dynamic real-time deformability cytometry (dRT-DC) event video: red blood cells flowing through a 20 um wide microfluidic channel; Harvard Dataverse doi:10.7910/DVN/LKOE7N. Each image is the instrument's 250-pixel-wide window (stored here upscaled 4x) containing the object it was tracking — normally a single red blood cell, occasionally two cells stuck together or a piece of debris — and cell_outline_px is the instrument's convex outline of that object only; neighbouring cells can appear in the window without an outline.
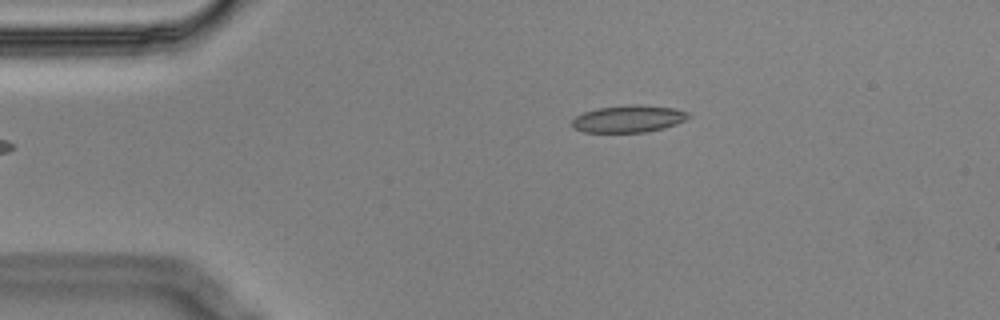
{"species": "Egyptian fruit bat (a non-hibernating species)", "species_latin": "Rousettus aegyptiacus", "temperature_condition": "cold", "stored_images_in_passage": 5, "camera_frame_rate_fps": 3000, "um_per_image_px": 0.085, "animal": {"sex": "male"}, "frame": {"image": 1, "passage_image": 5, "time_ms": 1.333, "image_size_px": [1000, 320], "cell_outline_px": [[692, 116], [676, 124], [664, 128], [644, 132], [584, 132], [572, 128], [572, 120], [576, 116], [584, 112], [596, 108], [628, 104], [644, 104], [676, 108], [688, 112]], "centroid_in_image_um": [53.44, 10.08], "position_along_channel_um": 31.6, "area_um2": 18.67}}